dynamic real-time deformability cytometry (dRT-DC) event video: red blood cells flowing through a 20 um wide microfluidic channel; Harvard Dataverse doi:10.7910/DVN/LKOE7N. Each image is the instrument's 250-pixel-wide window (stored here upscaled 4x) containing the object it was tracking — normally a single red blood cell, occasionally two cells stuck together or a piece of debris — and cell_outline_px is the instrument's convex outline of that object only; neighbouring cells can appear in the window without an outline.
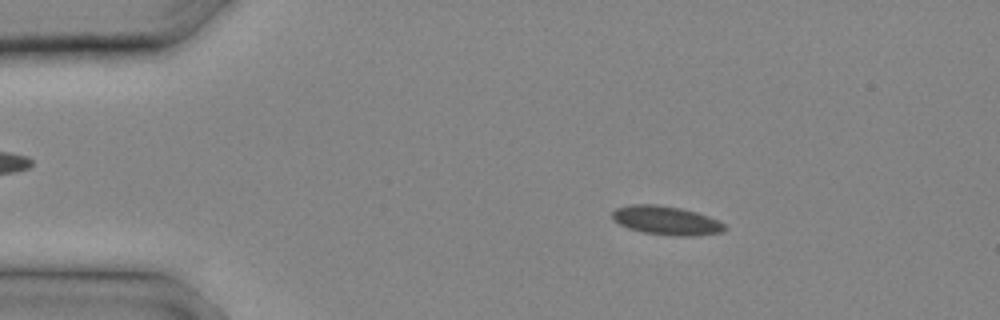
{"species": "common noctule bat (a hibernating species)", "species_latin": "Nyctalus noctula", "temperature_condition": "cold", "stored_images_in_passage": 12, "camera_frame_rate_fps": 3000, "um_per_image_px": 0.085, "animal": {"sex": "male", "body_mass_g": 20.4}, "frame": {"image": 1, "passage_image": 4, "time_ms": 1.0, "image_size_px": [1000, 320], "cell_outline_px": [[728, 228], [724, 232], [696, 236], [676, 236], [644, 232], [628, 228], [620, 224], [612, 216], [612, 212], [616, 208], [632, 204], [652, 204], [680, 208], [696, 212], [708, 216], [724, 224]], "centroid_in_image_um": [56.67, 18.75], "position_along_channel_um": 28.3, "area_um2": 18.73}}